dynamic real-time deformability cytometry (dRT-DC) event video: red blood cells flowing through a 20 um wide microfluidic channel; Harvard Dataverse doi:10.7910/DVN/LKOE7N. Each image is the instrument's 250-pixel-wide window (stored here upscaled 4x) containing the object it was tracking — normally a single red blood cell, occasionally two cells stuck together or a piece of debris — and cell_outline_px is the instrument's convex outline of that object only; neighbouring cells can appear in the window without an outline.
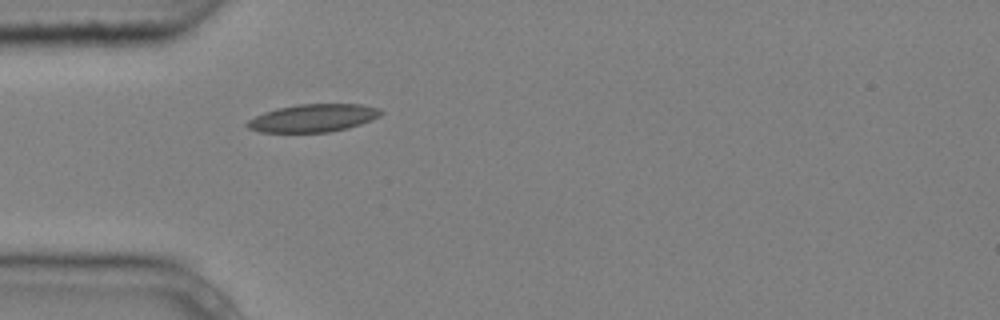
{"species": "common noctule bat (a hibernating species)", "species_latin": "Nyctalus noctula", "temperature_condition": "cold", "stored_images_in_passage": 1, "camera_frame_rate_fps": 3000, "um_per_image_px": 0.085, "animal": {"sex": "male", "body_mass_g": 20.4}, "frame": {"image": 1, "passage_image": 1, "time_ms": 0.0, "image_size_px": [1000, 320], "cell_outline_px": [[384, 112], [380, 116], [372, 120], [348, 128], [328, 132], [260, 132], [248, 128], [244, 124], [248, 120], [264, 112], [276, 108], [296, 104], [360, 104], [380, 108]], "centroid_in_image_um": [26.62, 10.03], "position_along_channel_um": 58.4, "area_um2": 21.79}}